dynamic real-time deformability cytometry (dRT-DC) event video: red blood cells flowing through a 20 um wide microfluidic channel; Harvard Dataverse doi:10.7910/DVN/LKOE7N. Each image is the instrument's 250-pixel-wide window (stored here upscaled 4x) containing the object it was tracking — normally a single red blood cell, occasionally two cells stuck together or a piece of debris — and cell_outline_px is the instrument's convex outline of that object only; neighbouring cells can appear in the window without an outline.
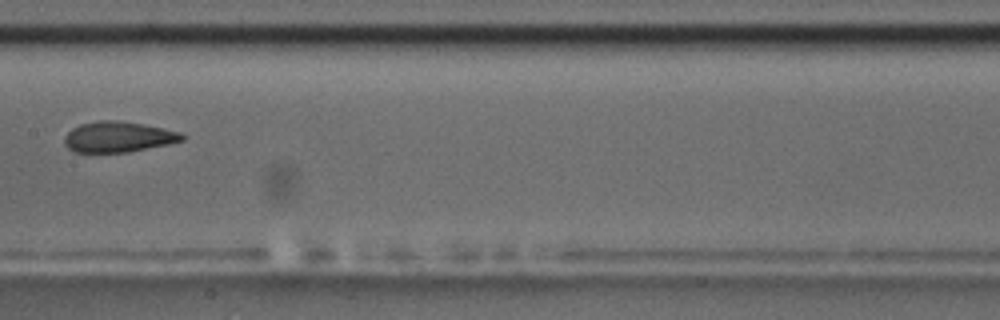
{"species": "common noctule bat (a hibernating species)", "species_latin": "Nyctalus noctula", "temperature_condition": "room temperature", "stored_images_in_passage": 4, "camera_frame_rate_fps": 3000, "um_per_image_px": 0.085, "animal": {"sex": "male", "body_mass_g": 17.5, "forearm_length_mm": 52.3}, "frame": {"image": 1, "passage_image": 4, "time_ms": 3.667, "image_size_px": [1000, 320], "cell_outline_px": [[184, 140], [168, 144], [128, 152], [72, 152], [64, 144], [64, 136], [72, 128], [80, 124], [100, 120], [116, 120], [144, 124], [164, 128], [180, 132], [184, 136]], "centroid_in_image_um": [10.03, 11.63], "position_along_channel_um": 197.4, "area_um2": 21.04}}